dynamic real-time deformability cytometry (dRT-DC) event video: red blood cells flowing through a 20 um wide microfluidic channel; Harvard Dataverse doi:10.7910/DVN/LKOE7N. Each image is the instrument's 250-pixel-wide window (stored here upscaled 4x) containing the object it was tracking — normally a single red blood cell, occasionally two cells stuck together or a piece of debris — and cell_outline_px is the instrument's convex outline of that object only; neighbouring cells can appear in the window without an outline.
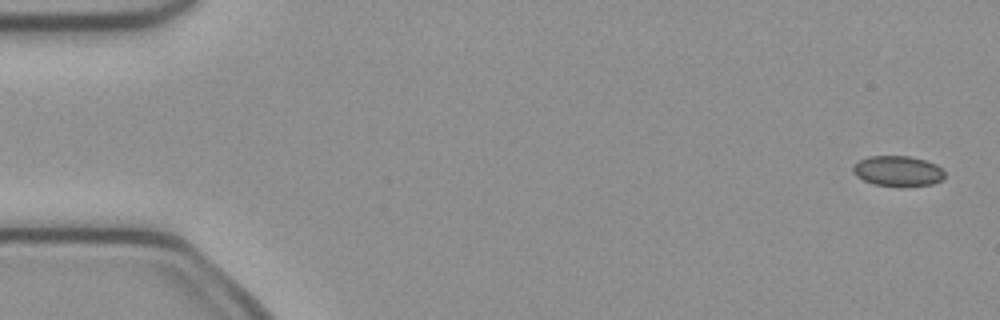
{"species": "common noctule bat (a hibernating species)", "species_latin": "Nyctalus noctula", "temperature_condition": "cold", "stored_images_in_passage": 48, "camera_frame_rate_fps": 3000, "um_per_image_px": 0.085, "animal": {"sex": "female", "body_mass_g": 21.9}, "frame": {"image": 1, "passage_image": 1, "time_ms": 0.0, "image_size_px": [1000, 320], "cell_outline_px": [[944, 176], [940, 180], [932, 184], [872, 184], [856, 176], [852, 172], [852, 168], [860, 160], [868, 156], [908, 156], [924, 160], [936, 164], [944, 172]], "centroid_in_image_um": [76.28, 14.5], "position_along_channel_um": 8.7, "area_um2": 15.55}}
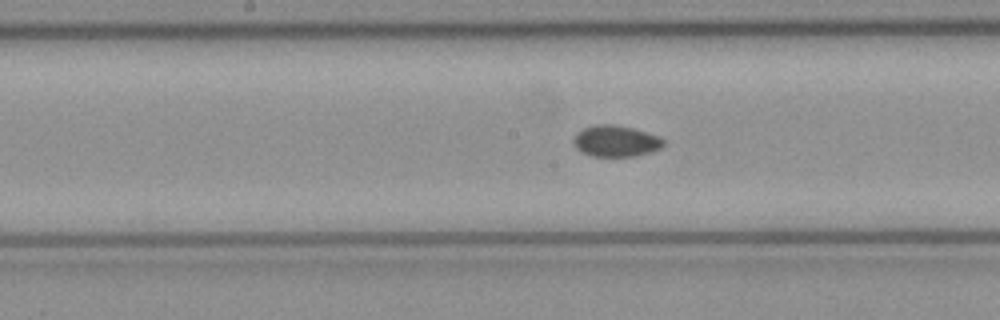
{"frame": {"image": 2, "passage_image": 25, "time_ms": 8.0, "image_size_px": [1000, 320], "cell_outline_px": [[664, 144], [660, 148], [652, 152], [636, 156], [592, 156], [580, 152], [572, 144], [572, 140], [576, 132], [584, 128], [596, 124], [612, 124], [632, 128], [660, 136], [664, 140]], "centroid_in_image_um": [52.31, 11.99], "position_along_channel_um": 195.9, "area_um2": 16.59}}
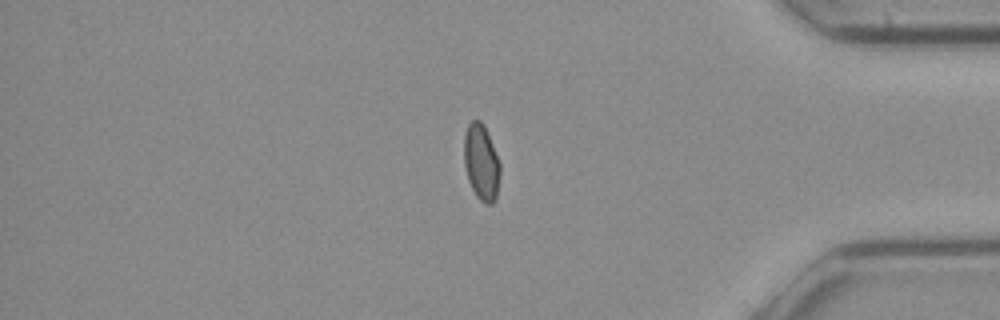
{"frame": {"image": 3, "passage_image": 42, "time_ms": 13.667, "image_size_px": [1000, 320], "cell_outline_px": [[500, 176], [496, 200], [492, 204], [484, 204], [476, 196], [468, 180], [464, 164], [464, 136], [468, 124], [472, 120], [480, 120], [484, 124], [500, 164]], "centroid_in_image_um": [40.91, 13.82], "position_along_channel_um": 394.3, "area_um2": 16.07}}